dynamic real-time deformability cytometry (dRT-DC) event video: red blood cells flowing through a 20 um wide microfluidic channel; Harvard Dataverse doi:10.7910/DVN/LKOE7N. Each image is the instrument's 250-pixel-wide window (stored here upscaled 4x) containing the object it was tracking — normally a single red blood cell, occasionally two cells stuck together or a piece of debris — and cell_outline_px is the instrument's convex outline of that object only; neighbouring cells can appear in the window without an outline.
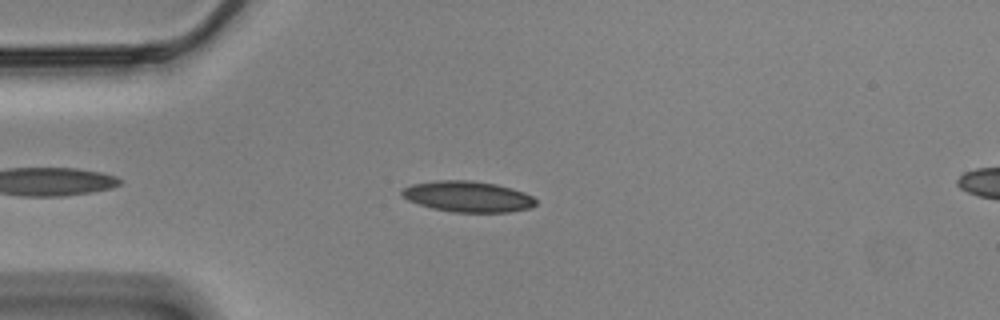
{"species": "Egyptian fruit bat (a non-hibernating species)", "species_latin": "Rousettus aegyptiacus", "temperature_condition": "cold", "stored_images_in_passage": 50, "camera_frame_rate_fps": 3000, "um_per_image_px": 0.085, "animal": {"sex": "male"}, "frame": {"image": 1, "passage_image": 7, "time_ms": 2.0, "image_size_px": [1000, 320], "cell_outline_px": [[536, 204], [528, 208], [508, 212], [452, 212], [432, 208], [408, 200], [400, 196], [400, 192], [404, 188], [412, 184], [436, 180], [472, 180], [496, 184], [512, 188], [524, 192], [532, 196], [536, 200]], "centroid_in_image_um": [39.74, 16.7], "position_along_channel_um": 45.3, "area_um2": 24.1}}
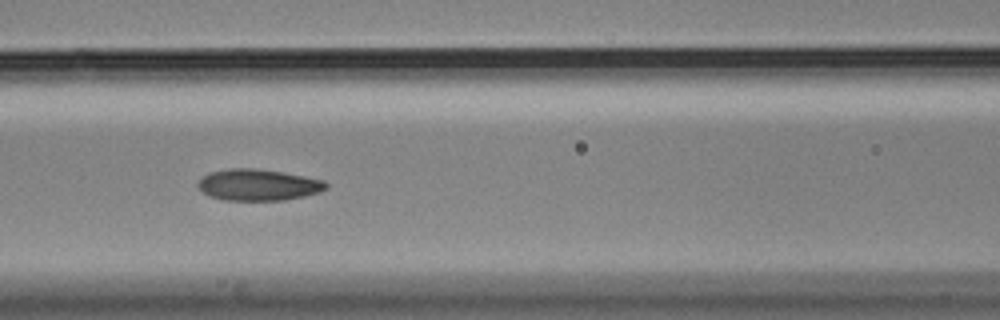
{"frame": {"image": 2, "passage_image": 17, "time_ms": 5.333, "image_size_px": [1000, 320], "cell_outline_px": [[328, 188], [320, 192], [304, 196], [284, 200], [224, 200], [208, 196], [196, 184], [200, 176], [208, 172], [228, 168], [252, 168], [284, 172], [324, 180], [328, 184]], "centroid_in_image_um": [21.92, 15.7], "position_along_channel_um": 144.7, "area_um2": 23.7}}
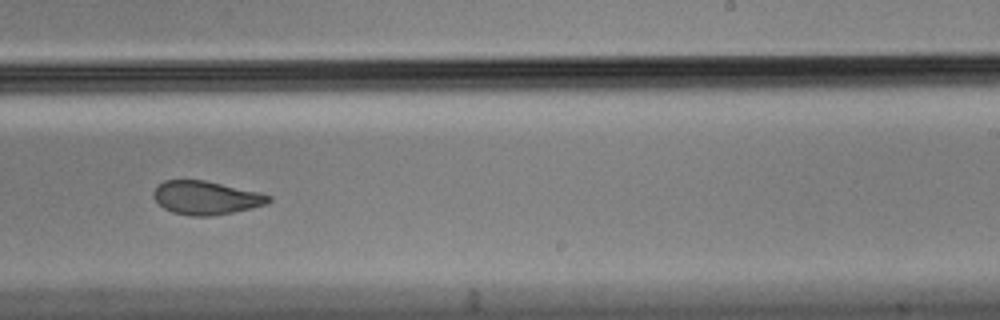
{"frame": {"image": 3, "passage_image": 28, "time_ms": 9.0, "image_size_px": [1000, 320], "cell_outline_px": [[272, 200], [268, 204], [252, 208], [212, 216], [192, 216], [172, 212], [164, 208], [152, 196], [152, 192], [164, 180], [204, 180], [260, 192], [272, 196]], "centroid_in_image_um": [17.54, 16.81], "position_along_channel_um": 271.5, "area_um2": 22.48}, "authors_computed_cell_mechanics": {"area_um2": 23.698, "velocity_mm_per_s": 3.4703, "shape_relaxation_time_tau1_ms": 7.3014, "shape_relaxation_time_tau2_ms": 2.3775, "deformation_change_tau1": 0.1727, "deformation_change_tau2": 0.0873}}